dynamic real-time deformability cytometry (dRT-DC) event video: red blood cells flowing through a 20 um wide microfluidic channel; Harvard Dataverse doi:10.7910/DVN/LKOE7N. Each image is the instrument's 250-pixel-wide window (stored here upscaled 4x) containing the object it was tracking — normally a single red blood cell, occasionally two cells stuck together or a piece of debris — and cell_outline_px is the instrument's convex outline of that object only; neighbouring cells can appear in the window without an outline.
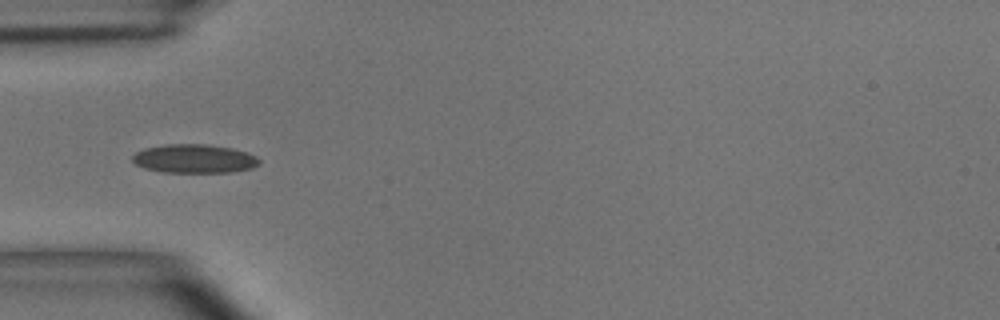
{"species": "common noctule bat (a hibernating species)", "species_latin": "Nyctalus noctula", "temperature_condition": "room temperature", "stored_images_in_passage": 30, "camera_frame_rate_fps": 3000, "um_per_image_px": 0.085, "animal": {"sex": "male", "body_mass_g": 15.6}, "frame": {"image": 1, "passage_image": 9, "time_ms": 2.667, "image_size_px": [1000, 320], "cell_outline_px": [[260, 164], [252, 168], [232, 172], [160, 172], [144, 168], [136, 164], [132, 160], [132, 156], [136, 152], [144, 148], [168, 144], [208, 144], [232, 148], [248, 152], [256, 156], [260, 160]], "centroid_in_image_um": [16.53, 13.49], "position_along_channel_um": 68.5, "area_um2": 21.39}}